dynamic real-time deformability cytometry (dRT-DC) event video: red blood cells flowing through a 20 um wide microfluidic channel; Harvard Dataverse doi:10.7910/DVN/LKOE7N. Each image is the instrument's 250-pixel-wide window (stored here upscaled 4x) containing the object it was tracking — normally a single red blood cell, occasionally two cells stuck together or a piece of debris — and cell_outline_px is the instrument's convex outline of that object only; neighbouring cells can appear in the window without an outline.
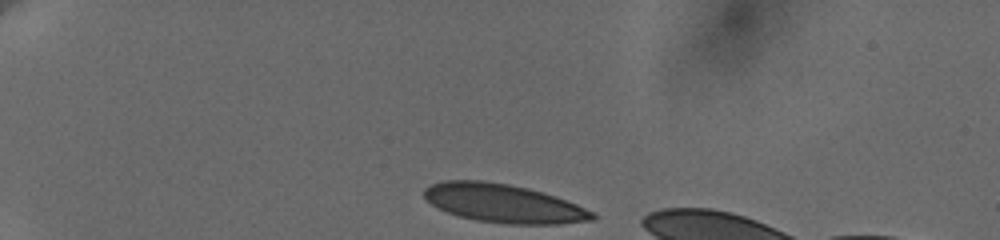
{"species": "human", "species_latin": "Homo sapiens", "temperature_condition": "cold", "stored_images_in_passage": 12, "camera_frame_rate_fps": 3000, "um_per_image_px": 0.085, "donor": {"sex": "female"}, "frame": {"image": 1, "passage_image": 1, "time_ms": 0.0, "image_size_px": [1000, 240], "cell_outline_px": [[596, 220], [560, 224], [508, 224], [476, 220], [460, 216], [436, 208], [424, 196], [424, 188], [432, 184], [444, 180], [480, 180], [508, 184], [528, 188], [556, 196], [596, 212]], "centroid_in_image_um": [42.84, 17.29], "position_along_channel_um": 42.2, "area_um2": 37.86}}
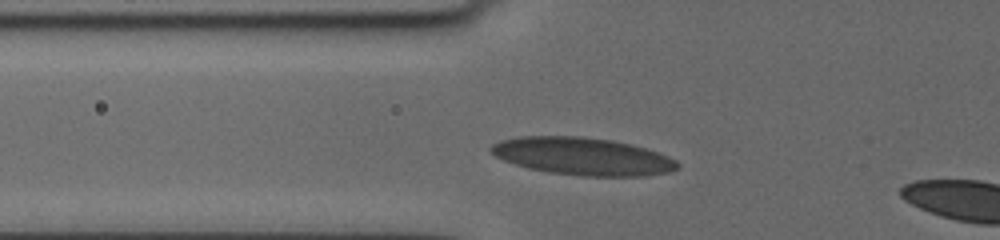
{"frame": {"image": 2, "passage_image": 10, "time_ms": 2.667, "image_size_px": [1000, 240], "cell_outline_px": [[680, 168], [668, 172], [640, 176], [584, 176], [548, 172], [528, 168], [504, 160], [496, 156], [488, 148], [492, 144], [500, 140], [520, 136], [576, 136], [612, 140], [632, 144], [668, 156], [676, 160], [680, 164]], "centroid_in_image_um": [49.52, 13.28], "position_along_channel_um": 76.3, "area_um2": 40.69}}